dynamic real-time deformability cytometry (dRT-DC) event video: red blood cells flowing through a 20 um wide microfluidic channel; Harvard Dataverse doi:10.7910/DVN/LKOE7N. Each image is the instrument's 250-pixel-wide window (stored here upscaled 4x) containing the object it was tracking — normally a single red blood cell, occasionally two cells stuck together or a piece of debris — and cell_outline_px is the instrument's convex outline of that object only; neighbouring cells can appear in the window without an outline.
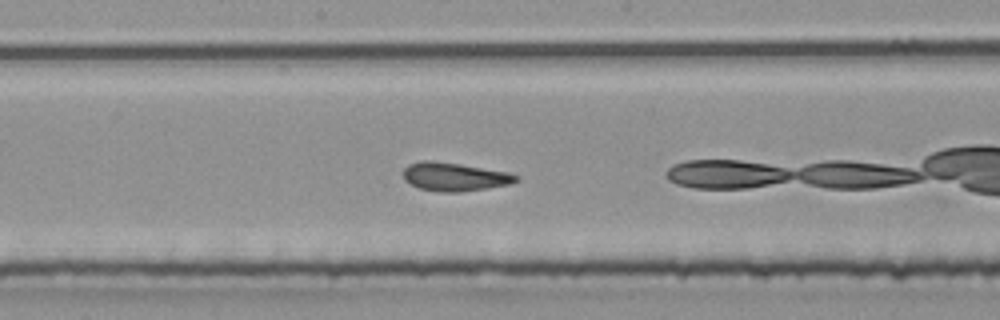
{"species": "common noctule bat (a hibernating species)", "species_latin": "Nyctalus noctula", "temperature_condition": "room temperature", "stored_images_in_passage": 37, "camera_frame_rate_fps": 3000, "um_per_image_px": 0.085, "animal": {"sex": "male", "body_mass_g": 20.4}, "frame": {"image": 1, "passage_image": 11, "time_ms": 3.333, "image_size_px": [1000, 320], "cell_outline_px": [[520, 180], [508, 184], [460, 192], [440, 192], [420, 188], [404, 180], [404, 168], [408, 164], [420, 160], [432, 160], [460, 164], [508, 172], [520, 176]], "centroid_in_image_um": [38.62, 15.01], "position_along_channel_um": 209.6, "area_um2": 18.61}, "authors_computed_cell_mechanics": {"area_um2": 18.207, "velocity_mm_per_s": 3.901, "shape_relaxation_time_tau1_ms": 3.6431, "shape_relaxation_time_tau2_ms": 0.6342, "deformation_change_tau1": 0.1067, "deformation_change_tau2": 0.0547}}